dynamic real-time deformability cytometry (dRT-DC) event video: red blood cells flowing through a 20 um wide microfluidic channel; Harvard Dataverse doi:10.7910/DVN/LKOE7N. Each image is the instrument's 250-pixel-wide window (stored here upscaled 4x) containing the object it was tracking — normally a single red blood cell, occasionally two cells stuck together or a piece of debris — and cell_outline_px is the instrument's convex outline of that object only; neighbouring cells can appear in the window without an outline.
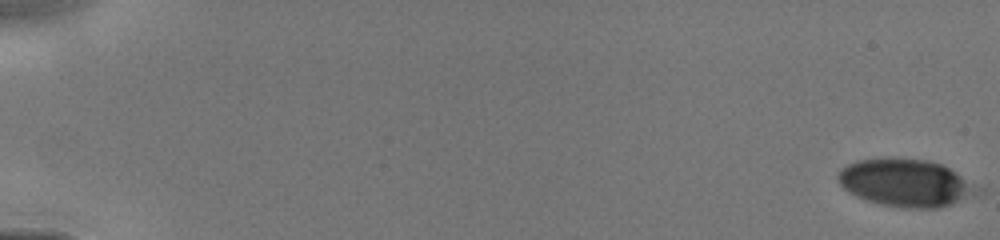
{"species": "human", "species_latin": "Homo sapiens", "temperature_condition": "cold", "stored_images_in_passage": 21, "camera_frame_rate_fps": 3000, "um_per_image_px": 0.085, "donor": {"sex": "male"}, "frame": {"image": 1, "passage_image": 1, "time_ms": 0.0, "image_size_px": [1000, 240], "cell_outline_px": [[984, 192], [952, 204], [936, 208], [904, 208], [880, 204], [856, 196], [848, 192], [840, 184], [836, 176], [840, 168], [856, 160], [880, 156], [896, 156], [928, 160], [940, 164], [956, 172], [984, 188]], "centroid_in_image_um": [77.01, 15.51], "position_along_channel_um": 8.0, "area_um2": 39.59}}
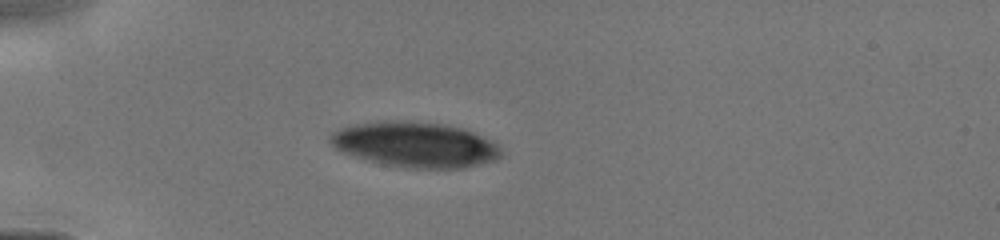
{"frame": {"image": 2, "passage_image": 15, "time_ms": 4.667, "image_size_px": [1000, 240], "cell_outline_px": [[500, 156], [492, 160], [464, 168], [404, 168], [384, 164], [368, 160], [344, 152], [336, 148], [328, 140], [328, 136], [332, 132], [348, 124], [380, 120], [408, 120], [444, 124], [464, 128], [496, 144], [500, 148]], "centroid_in_image_um": [35.21, 12.26], "position_along_channel_um": 49.8, "area_um2": 45.14}}
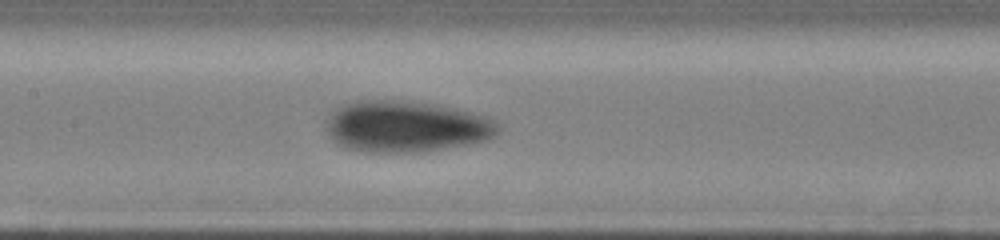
{"frame": {"image": 3, "passage_image": 21, "time_ms": 8.0, "image_size_px": [1000, 240], "cell_outline_px": [[496, 132], [488, 140], [468, 144], [424, 152], [364, 152], [344, 148], [328, 132], [324, 120], [336, 108], [344, 104], [356, 100], [400, 100], [440, 104], [484, 116], [496, 120]], "centroid_in_image_um": [34.48, 10.74], "position_along_channel_um": 172.9, "area_um2": 51.5}}